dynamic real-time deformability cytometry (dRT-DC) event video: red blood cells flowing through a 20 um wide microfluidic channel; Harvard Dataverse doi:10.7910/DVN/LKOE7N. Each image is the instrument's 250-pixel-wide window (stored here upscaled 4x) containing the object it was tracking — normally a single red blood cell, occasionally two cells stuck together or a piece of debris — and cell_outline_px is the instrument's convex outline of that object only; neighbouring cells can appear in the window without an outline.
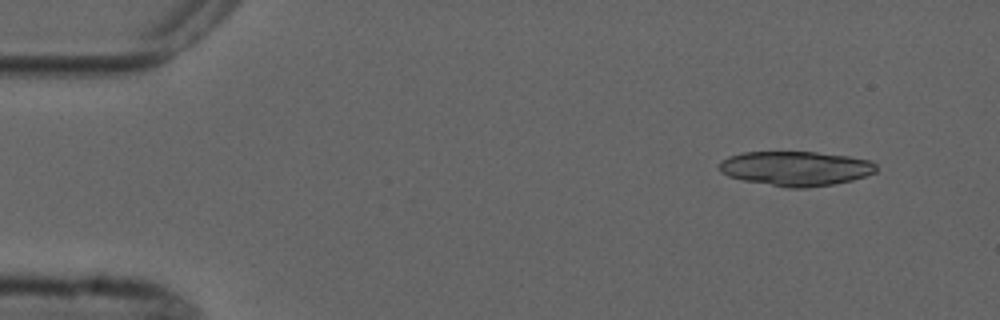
{"species": "common noctule bat (a hibernating species)", "species_latin": "Nyctalus noctula", "temperature_condition": "cold", "stored_images_in_passage": 5, "camera_frame_rate_fps": 3000, "um_per_image_px": 0.085, "animal": {"sex": "male", "forearm_length_mm": 52.5}, "frame": {"image": 1, "passage_image": 2, "time_ms": 1.333, "image_size_px": [1000, 320], "cell_outline_px": [[876, 172], [852, 180], [832, 184], [808, 188], [788, 188], [744, 180], [728, 176], [720, 172], [720, 164], [728, 156], [744, 152], [816, 152], [848, 156], [872, 160], [876, 164]], "centroid_in_image_um": [67.66, 14.32], "position_along_channel_um": 17.3, "area_um2": 31.56}}